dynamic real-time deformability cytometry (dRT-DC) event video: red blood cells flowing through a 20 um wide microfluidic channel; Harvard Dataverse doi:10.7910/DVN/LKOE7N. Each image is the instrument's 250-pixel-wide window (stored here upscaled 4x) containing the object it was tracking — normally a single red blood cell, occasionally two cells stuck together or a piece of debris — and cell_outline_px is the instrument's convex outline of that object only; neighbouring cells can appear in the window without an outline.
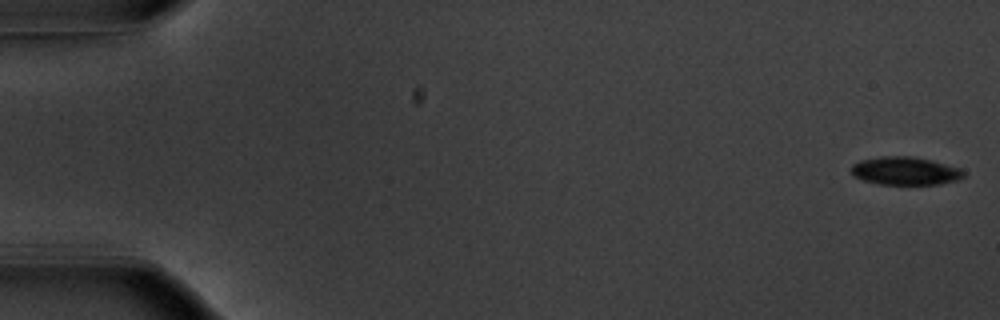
{"species": "common noctule bat (a hibernating species)", "species_latin": "Nyctalus noctula", "temperature_condition": "warm", "stored_images_in_passage": 4, "camera_frame_rate_fps": 3000, "um_per_image_px": 0.085, "animal": {"sex": "male", "body_mass_g": 20.1, "forearm_length_mm": 53.5}, "frame": {"image": 1, "passage_image": 4, "time_ms": 1.0, "image_size_px": [1000, 320], "cell_outline_px": [[968, 176], [960, 180], [940, 184], [880, 184], [864, 180], [856, 176], [852, 172], [852, 164], [860, 160], [880, 156], [912, 156], [960, 168]], "centroid_in_image_um": [76.99, 14.53], "position_along_channel_um": 8.0, "area_um2": 18.32}}